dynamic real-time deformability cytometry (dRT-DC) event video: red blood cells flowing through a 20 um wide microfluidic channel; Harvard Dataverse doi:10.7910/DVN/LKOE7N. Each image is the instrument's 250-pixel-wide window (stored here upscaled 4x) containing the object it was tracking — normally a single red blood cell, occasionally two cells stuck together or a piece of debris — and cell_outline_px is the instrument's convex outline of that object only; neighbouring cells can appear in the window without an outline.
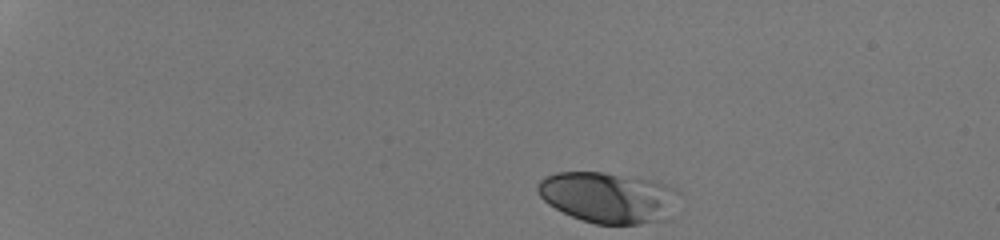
{"species": "human", "species_latin": "Homo sapiens", "temperature_condition": "room temperature", "stored_images_in_passage": 36, "camera_frame_rate_fps": 3000, "um_per_image_px": 0.085, "donor": {"sex": "male"}, "frame": {"image": 1, "passage_image": 1, "time_ms": 0.0, "image_size_px": [1000, 240], "cell_outline_px": [[680, 192], [660, 220], [640, 224], [596, 224], [580, 220], [548, 204], [540, 196], [536, 188], [536, 184], [544, 176], [556, 172], [604, 172], [648, 180], [664, 184], [676, 188]], "centroid_in_image_um": [51.58, 16.76], "position_along_channel_um": 33.4, "area_um2": 41.1}}
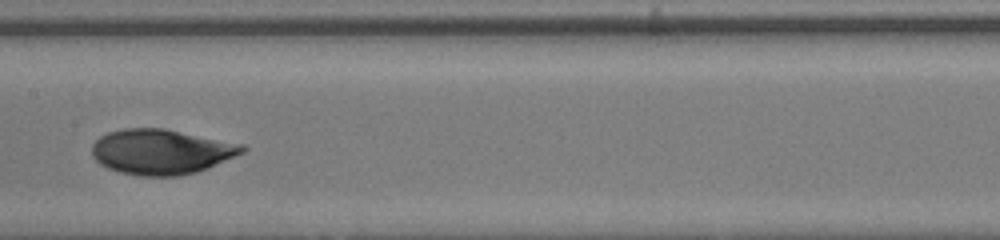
{"frame": {"image": 2, "passage_image": 21, "time_ms": 6.667, "image_size_px": [1000, 240], "cell_outline_px": [[248, 148], [244, 152], [208, 168], [196, 172], [180, 176], [140, 176], [120, 172], [108, 168], [100, 164], [92, 156], [92, 144], [100, 136], [108, 132], [124, 128], [164, 128], [244, 144]], "centroid_in_image_um": [13.71, 12.89], "position_along_channel_um": 193.7, "area_um2": 39.71}}
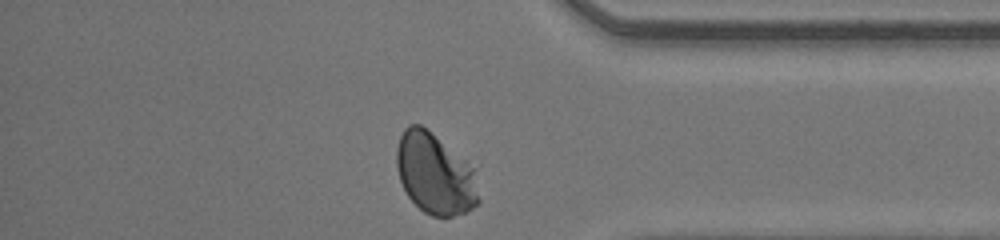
{"frame": {"image": 3, "passage_image": 36, "time_ms": 11.667, "image_size_px": [1000, 240], "cell_outline_px": [[480, 204], [464, 212], [452, 216], [432, 216], [424, 212], [408, 196], [400, 180], [396, 164], [396, 148], [400, 136], [404, 128], [408, 124], [420, 124], [476, 168], [480, 200]], "centroid_in_image_um": [37.0, 14.78], "position_along_channel_um": 398.2, "area_um2": 38.9}, "authors_computed_cell_mechanics": {"area_um2": 38.9572, "velocity_mm_per_s": 4.2175, "shape_relaxation_time_tau1_ms": 4.0838, "shape_relaxation_time_tau2_ms": null, "deformation_change_tau1": 0.169, "deformation_change_tau2": null}}